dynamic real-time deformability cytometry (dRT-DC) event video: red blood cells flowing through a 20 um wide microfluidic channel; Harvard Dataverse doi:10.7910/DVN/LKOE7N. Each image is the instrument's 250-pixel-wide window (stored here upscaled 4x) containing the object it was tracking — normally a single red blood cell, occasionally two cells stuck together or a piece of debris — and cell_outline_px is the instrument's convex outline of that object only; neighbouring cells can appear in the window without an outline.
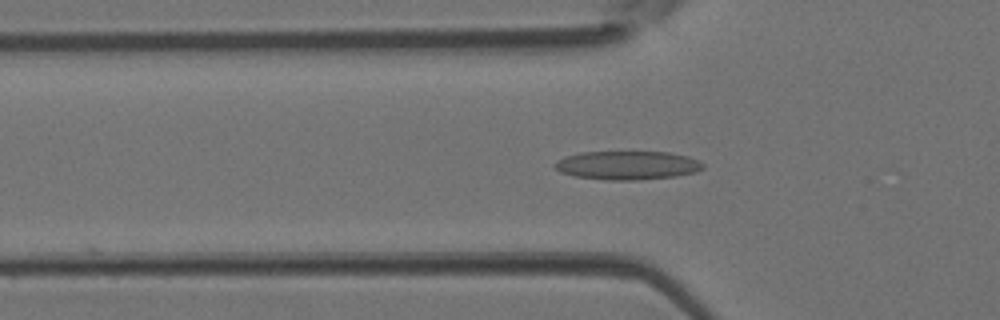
{"species": "Egyptian fruit bat (a non-hibernating species)", "species_latin": "Rousettus aegyptiacus", "temperature_condition": "room temperature", "stored_images_in_passage": 43, "camera_frame_rate_fps": 3000, "um_per_image_px": 0.085, "animal": {"sex": "female"}, "frame": {"image": 1, "passage_image": 14, "time_ms": 4.333, "image_size_px": [1000, 320], "cell_outline_px": [[704, 168], [696, 172], [676, 176], [640, 180], [604, 180], [576, 176], [560, 172], [552, 164], [556, 160], [580, 152], [668, 152], [688, 156], [704, 164]], "centroid_in_image_um": [53.33, 14.05], "position_along_channel_um": 72.5, "area_um2": 24.8}}
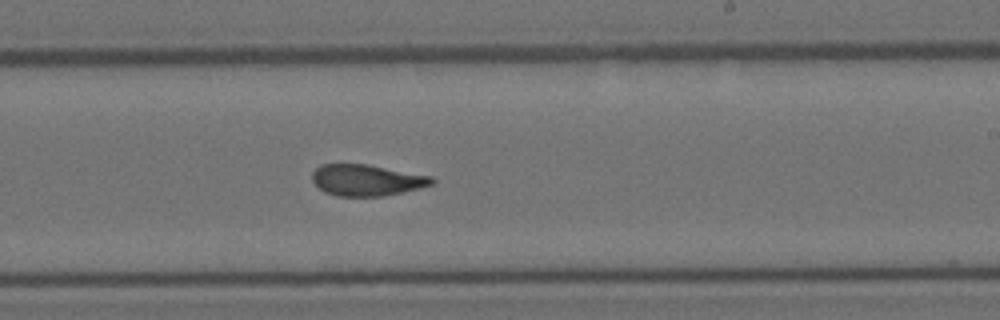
{"frame": {"image": 2, "passage_image": 26, "time_ms": 8.333, "image_size_px": [1000, 320], "cell_outline_px": [[436, 180], [432, 184], [420, 188], [384, 196], [336, 196], [324, 192], [312, 180], [312, 172], [320, 164], [368, 164], [432, 176]], "centroid_in_image_um": [31.17, 15.31], "position_along_channel_um": 257.8, "area_um2": 21.91}}
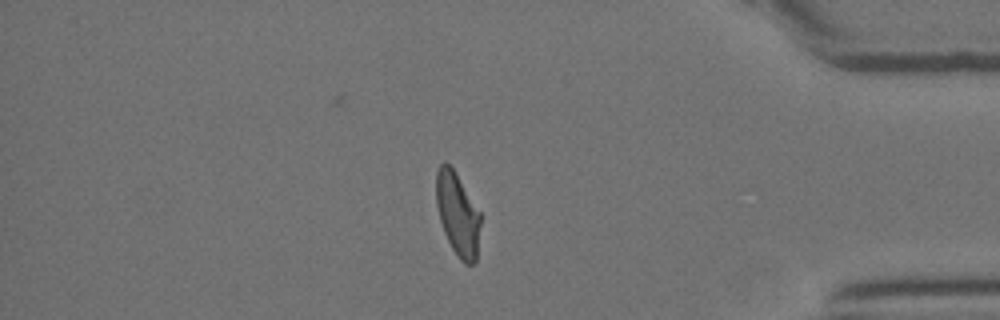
{"frame": {"image": 3, "passage_image": 37, "time_ms": 12.0, "image_size_px": [1000, 320], "cell_outline_px": [[480, 224], [476, 260], [472, 264], [464, 264], [460, 260], [452, 248], [444, 232], [440, 220], [436, 204], [436, 172], [440, 164], [444, 160], [452, 168], [480, 212]], "centroid_in_image_um": [38.88, 18.21], "position_along_channel_um": 396.3, "area_um2": 21.15}}